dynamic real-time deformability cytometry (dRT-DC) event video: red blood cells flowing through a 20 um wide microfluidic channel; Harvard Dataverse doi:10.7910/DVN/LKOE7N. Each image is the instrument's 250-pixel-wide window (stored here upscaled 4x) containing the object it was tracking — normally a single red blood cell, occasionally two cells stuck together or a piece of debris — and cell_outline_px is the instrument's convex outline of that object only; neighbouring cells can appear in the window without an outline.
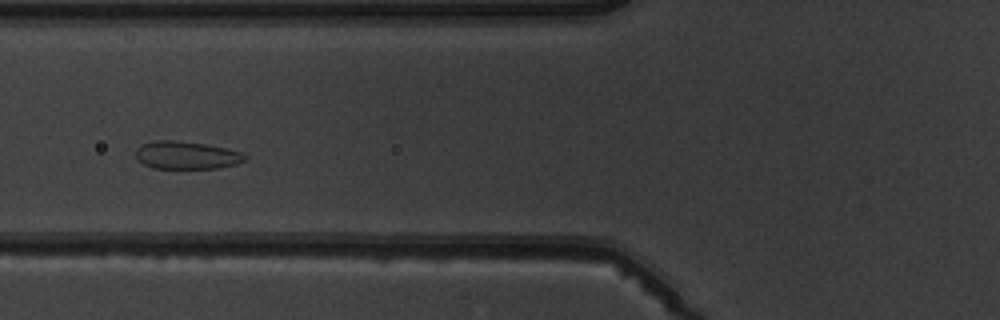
{"species": "common noctule bat (a hibernating species)", "species_latin": "Nyctalus noctula", "temperature_condition": "warm", "stored_images_in_passage": 5, "camera_frame_rate_fps": 3000, "um_per_image_px": 0.085, "animal": {"sex": "male", "body_mass_g": 19.5, "forearm_length_mm": 54.6}, "frame": {"image": 1, "passage_image": 4, "time_ms": 3.667, "image_size_px": [1000, 320], "cell_outline_px": [[248, 156], [244, 160], [236, 164], [220, 168], [152, 168], [144, 164], [136, 156], [136, 148], [152, 140], [176, 140], [204, 144], [244, 152]], "centroid_in_image_um": [15.87, 13.19], "position_along_channel_um": 109.9, "area_um2": 17.63}}
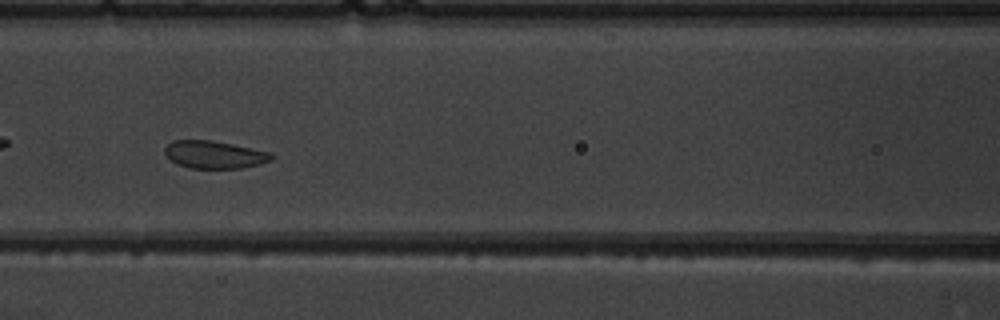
{"frame": {"image": 2, "passage_image": 5, "time_ms": 4.667, "image_size_px": [1000, 320], "cell_outline_px": [[272, 160], [260, 164], [240, 168], [188, 168], [176, 164], [164, 152], [164, 148], [172, 140], [212, 140], [272, 152]], "centroid_in_image_um": [18.22, 13.14], "position_along_channel_um": 148.4, "area_um2": 17.17}}